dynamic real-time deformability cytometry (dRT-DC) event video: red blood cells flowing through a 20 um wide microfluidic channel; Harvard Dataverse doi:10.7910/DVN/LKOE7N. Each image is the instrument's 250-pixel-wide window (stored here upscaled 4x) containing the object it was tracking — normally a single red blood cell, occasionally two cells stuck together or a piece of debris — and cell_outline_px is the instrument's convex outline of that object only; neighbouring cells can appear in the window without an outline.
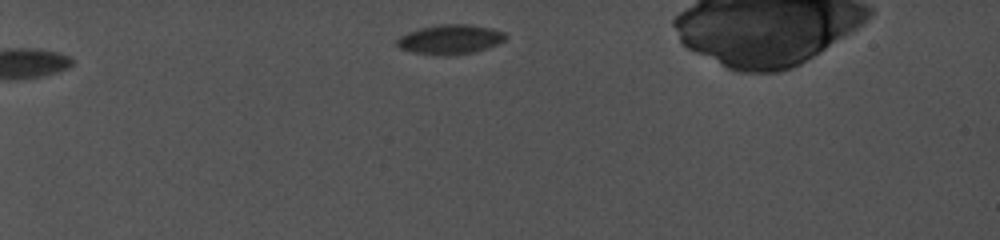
{"species": "common noctule bat (a hibernating species)", "species_latin": "Nyctalus noctula", "temperature_condition": "cold", "stored_images_in_passage": 13, "camera_frame_rate_fps": 5000, "um_per_image_px": 0.085, "animal": {"sex": "female", "body_mass_g": 19.0, "forearm_length_mm": 56.7}, "frame": {"image": 1, "passage_image": 4, "time_ms": 3.2, "image_size_px": [1000, 240], "cell_outline_px": [[508, 36], [504, 40], [496, 44], [472, 52], [452, 56], [440, 56], [412, 52], [400, 48], [396, 44], [396, 40], [400, 36], [408, 32], [420, 28], [436, 24], [468, 24], [492, 28], [504, 32]], "centroid_in_image_um": [38.24, 3.35], "position_along_channel_um": 46.8, "area_um2": 18.79}}
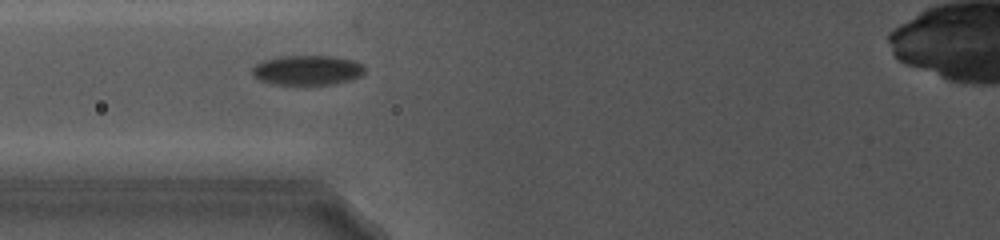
{"frame": {"image": 2, "passage_image": 10, "time_ms": 7.0, "image_size_px": [1000, 240], "cell_outline_px": [[364, 72], [360, 76], [348, 80], [332, 84], [272, 84], [260, 80], [252, 72], [252, 68], [256, 64], [264, 60], [276, 56], [332, 56], [352, 60], [360, 64], [364, 68]], "centroid_in_image_um": [26.09, 5.95], "position_along_channel_um": 99.7, "area_um2": 19.25}}